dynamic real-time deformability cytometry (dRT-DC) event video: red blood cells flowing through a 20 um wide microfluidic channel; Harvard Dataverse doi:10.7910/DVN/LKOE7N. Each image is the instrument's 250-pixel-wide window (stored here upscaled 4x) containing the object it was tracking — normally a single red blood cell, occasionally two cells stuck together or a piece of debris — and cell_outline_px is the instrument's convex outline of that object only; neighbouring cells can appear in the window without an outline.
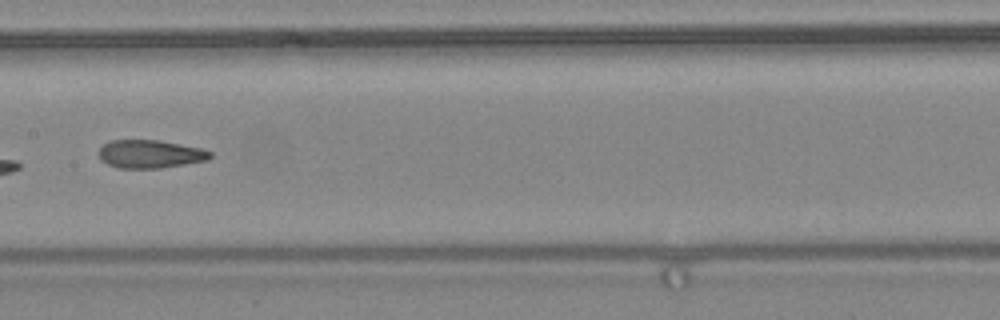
{"species": "common noctule bat (a hibernating species)", "species_latin": "Nyctalus noctula", "temperature_condition": "warm", "stored_images_in_passage": 32, "camera_frame_rate_fps": 3000, "um_per_image_px": 0.085, "animal": {"sex": "female", "body_mass_g": 24.6, "forearm_length_mm": 56.2}, "frame": {"image": 1, "passage_image": 10, "time_ms": 3.0, "image_size_px": [1000, 320], "cell_outline_px": [[212, 156], [208, 160], [160, 168], [120, 168], [108, 164], [100, 160], [100, 148], [108, 140], [160, 140], [200, 148], [212, 152]], "centroid_in_image_um": [12.76, 13.09], "position_along_channel_um": 194.6, "area_um2": 18.21}, "authors_computed_cell_mechanics": {"area_um2": 18.9006, "velocity_mm_per_s": 4.468, "shape_relaxation_time_tau1_ms": null, "shape_relaxation_time_tau2_ms": 1.8959, "deformation_change_tau1": null, "deformation_change_tau2": 0.0986}}